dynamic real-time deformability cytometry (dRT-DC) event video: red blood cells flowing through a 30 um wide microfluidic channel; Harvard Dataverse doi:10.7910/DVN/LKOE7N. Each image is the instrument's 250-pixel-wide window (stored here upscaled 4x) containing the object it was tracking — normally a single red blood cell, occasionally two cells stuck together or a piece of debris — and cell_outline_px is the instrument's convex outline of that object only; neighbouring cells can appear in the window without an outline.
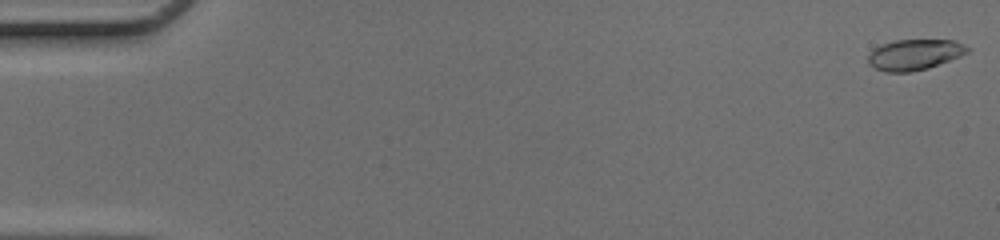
{"species": "common noctule bat (a hibernating species)", "species_latin": "Nyctalus noctula", "temperature_condition": "cold", "stored_images_in_passage": 50, "camera_frame_rate_fps": 3000, "um_per_image_px": 0.085, "animal": {"sex": "female", "body_mass_g": 17.0, "forearm_length_mm": 48.0}, "frame": {"image": 1, "passage_image": 1, "time_ms": 0.0, "image_size_px": [1000, 240], "cell_outline_px": [[972, 48], [968, 52], [960, 56], [928, 68], [912, 72], [884, 72], [868, 64], [868, 56], [880, 44], [896, 40], [956, 40]], "centroid_in_image_um": [77.76, 4.64], "position_along_channel_um": 7.2, "area_um2": 17.8}}
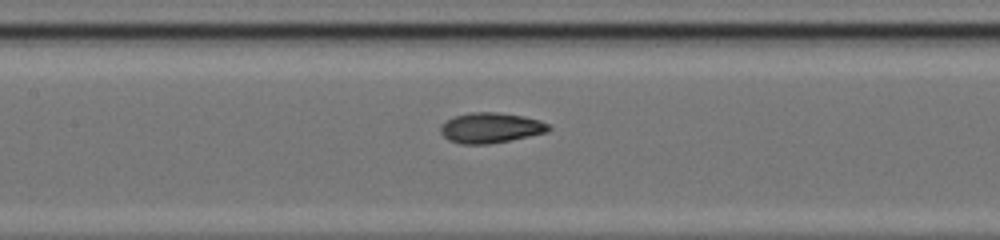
{"frame": {"image": 2, "passage_image": 24, "time_ms": 7.667, "image_size_px": [1000, 240], "cell_outline_px": [[552, 128], [548, 132], [512, 140], [488, 144], [460, 144], [448, 140], [440, 132], [440, 124], [456, 116], [472, 112], [496, 112], [524, 116], [540, 120], [548, 124]], "centroid_in_image_um": [41.72, 10.87], "position_along_channel_um": 165.7, "area_um2": 19.19}}
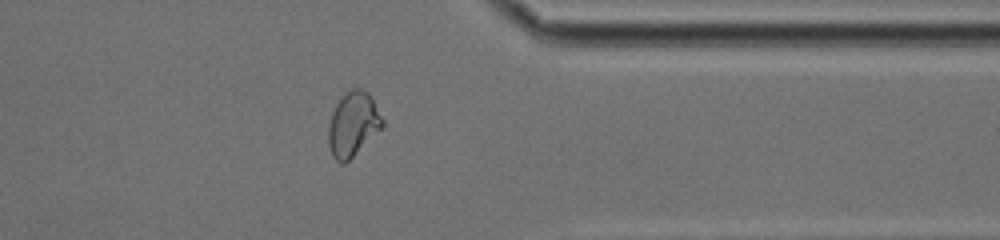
{"frame": {"image": 3, "passage_image": 40, "time_ms": 13.0, "image_size_px": [1000, 240], "cell_outline_px": [[384, 124], [344, 164], [340, 164], [332, 156], [328, 144], [328, 124], [332, 112], [336, 104], [352, 88], [360, 88], [368, 92], [384, 120]], "centroid_in_image_um": [29.97, 10.55], "position_along_channel_um": 381.4, "area_um2": 19.77}, "authors_computed_cell_mechanics": {"area_um2": 18.6405, "velocity_mm_per_s": 4.2095, "shape_relaxation_time_tau1_ms": 3.0785, "shape_relaxation_time_tau2_ms": 1.3314, "deformation_change_tau1": 0.1654, "deformation_change_tau2": 0.0638}}